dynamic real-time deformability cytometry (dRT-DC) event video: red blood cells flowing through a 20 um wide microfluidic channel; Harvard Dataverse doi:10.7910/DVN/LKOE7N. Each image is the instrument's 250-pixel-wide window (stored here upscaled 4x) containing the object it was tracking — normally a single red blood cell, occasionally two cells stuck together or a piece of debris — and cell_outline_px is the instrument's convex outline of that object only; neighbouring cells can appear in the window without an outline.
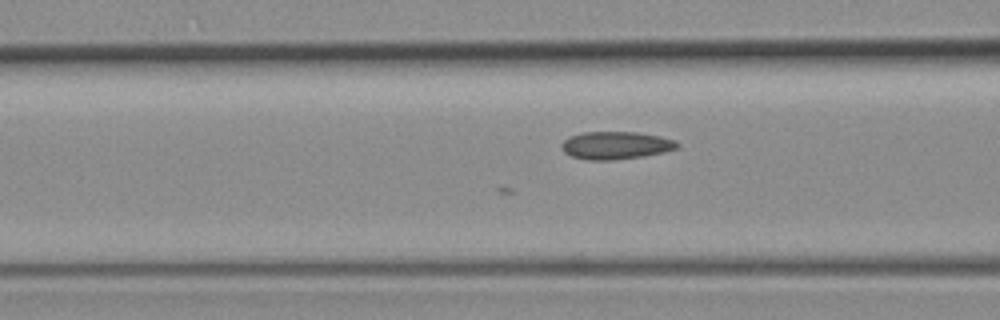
{"species": "common noctule bat (a hibernating species)", "species_latin": "Nyctalus noctula", "temperature_condition": "room temperature", "stored_images_in_passage": 38, "camera_frame_rate_fps": 3000, "um_per_image_px": 0.085, "animal": {"sex": "female", "body_mass_g": 19.3, "forearm_length_mm": 54.1}, "frame": {"image": 1, "passage_image": 5, "time_ms": 1.333, "image_size_px": [1000, 320], "cell_outline_px": [[680, 144], [676, 148], [664, 152], [644, 156], [612, 160], [588, 160], [572, 156], [564, 152], [560, 148], [560, 144], [564, 140], [572, 136], [584, 132], [636, 132], [660, 136], [676, 140]], "centroid_in_image_um": [52.34, 12.36], "position_along_channel_um": 114.3, "area_um2": 18.67}}
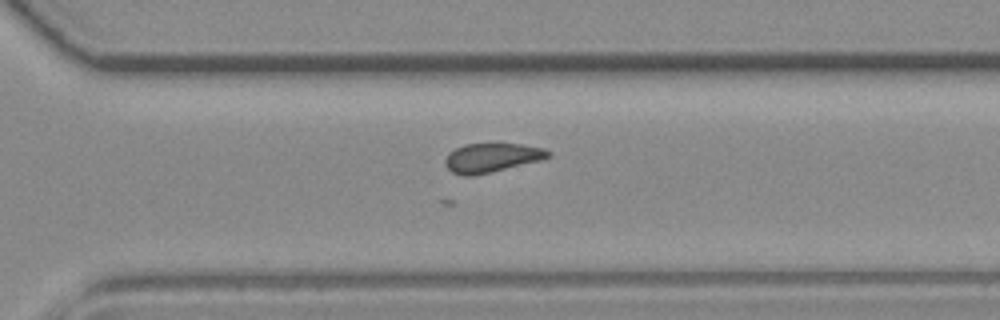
{"frame": {"image": 2, "passage_image": 22, "time_ms": 7.0, "image_size_px": [1000, 320], "cell_outline_px": [[552, 156], [540, 160], [472, 176], [464, 176], [452, 172], [448, 168], [444, 160], [448, 152], [464, 144], [520, 144], [544, 148], [552, 152]], "centroid_in_image_um": [41.79, 13.39], "position_along_channel_um": 328.8, "area_um2": 17.28}}
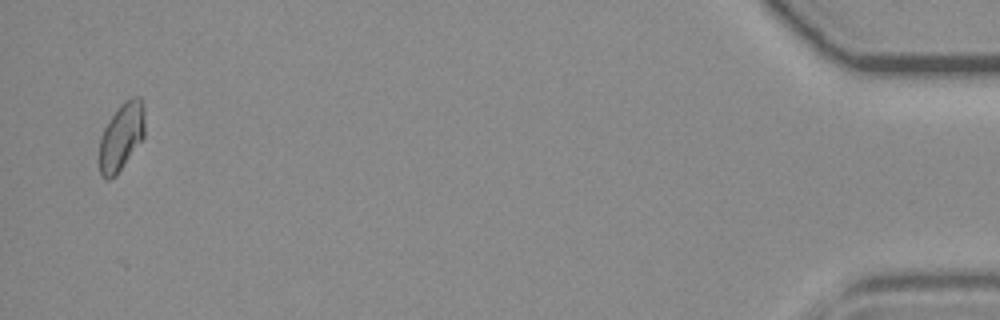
{"frame": {"image": 3, "passage_image": 37, "time_ms": 12.0, "image_size_px": [1000, 320], "cell_outline_px": [[144, 136], [116, 176], [108, 180], [100, 176], [100, 136], [104, 128], [120, 104], [124, 100], [132, 96], [140, 96], [144, 108]], "centroid_in_image_um": [10.32, 11.6], "position_along_channel_um": 424.9, "area_um2": 17.8}}